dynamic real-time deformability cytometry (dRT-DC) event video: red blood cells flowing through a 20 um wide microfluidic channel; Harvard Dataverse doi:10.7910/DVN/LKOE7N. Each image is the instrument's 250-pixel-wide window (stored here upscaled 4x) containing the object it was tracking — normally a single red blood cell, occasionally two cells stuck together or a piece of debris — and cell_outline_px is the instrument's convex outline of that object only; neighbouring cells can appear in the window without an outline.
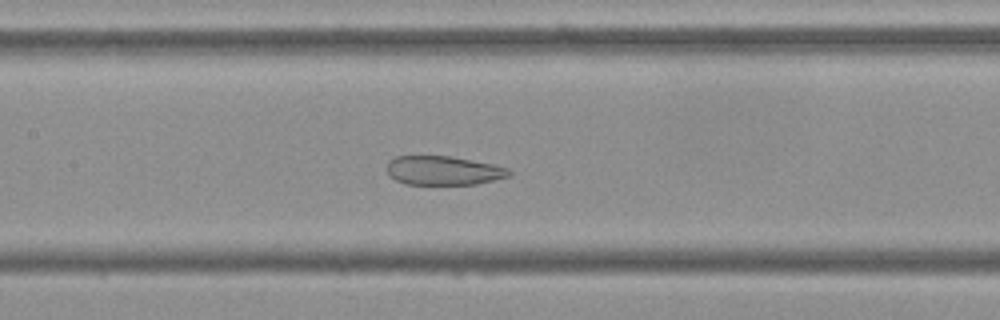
{"species": "Egyptian fruit bat (a non-hibernating species)", "species_latin": "Rousettus aegyptiacus", "temperature_condition": "cold", "stored_images_in_passage": 56, "camera_frame_rate_fps": 3000, "um_per_image_px": 0.085, "frame": {"image": 1, "passage_image": 26, "time_ms": 8.333, "image_size_px": [1000, 320], "cell_outline_px": [[512, 176], [476, 184], [404, 184], [388, 176], [388, 160], [396, 156], [452, 156], [492, 164], [508, 168], [512, 172]], "centroid_in_image_um": [37.7, 14.49], "position_along_channel_um": 169.7, "area_um2": 20.75}}
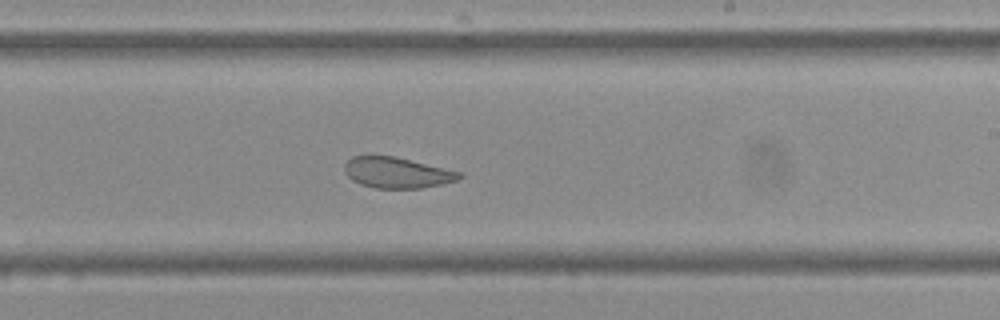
{"frame": {"image": 2, "passage_image": 33, "time_ms": 10.667, "image_size_px": [1000, 320], "cell_outline_px": [[464, 176], [456, 180], [444, 184], [420, 188], [376, 188], [360, 184], [352, 180], [344, 172], [344, 164], [352, 156], [396, 156], [460, 172]], "centroid_in_image_um": [33.73, 14.68], "position_along_channel_um": 255.3, "area_um2": 20.58}}
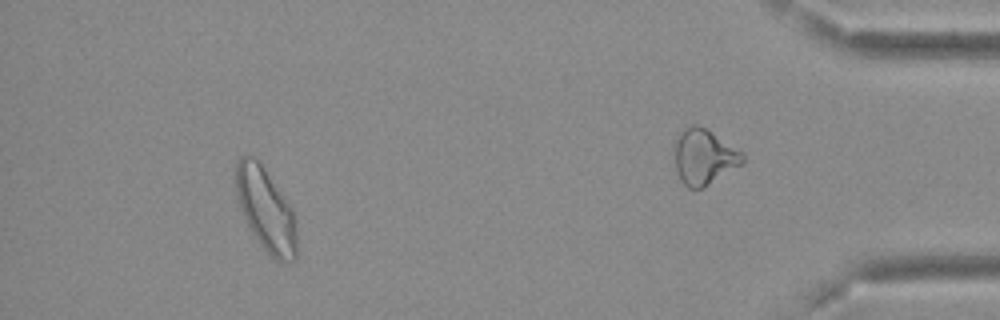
{"frame": {"image": 3, "passage_image": 51, "time_ms": 16.667, "image_size_px": [1000, 320], "cell_outline_px": [[296, 256], [292, 260], [280, 264], [260, 244], [252, 232], [236, 200], [232, 180], [236, 160], [240, 156], [256, 156], [292, 208], [296, 224]], "centroid_in_image_um": [22.53, 17.75], "position_along_channel_um": 412.7, "area_um2": 30.0}, "authors_computed_cell_mechanics": {"area_um2": 26.9348, "velocity_mm_per_s": 3.6735, "shape_relaxation_time_tau1_ms": null, "shape_relaxation_time_tau2_ms": 1.5695, "deformation_change_tau1": null, "deformation_change_tau2": 0.0789}}